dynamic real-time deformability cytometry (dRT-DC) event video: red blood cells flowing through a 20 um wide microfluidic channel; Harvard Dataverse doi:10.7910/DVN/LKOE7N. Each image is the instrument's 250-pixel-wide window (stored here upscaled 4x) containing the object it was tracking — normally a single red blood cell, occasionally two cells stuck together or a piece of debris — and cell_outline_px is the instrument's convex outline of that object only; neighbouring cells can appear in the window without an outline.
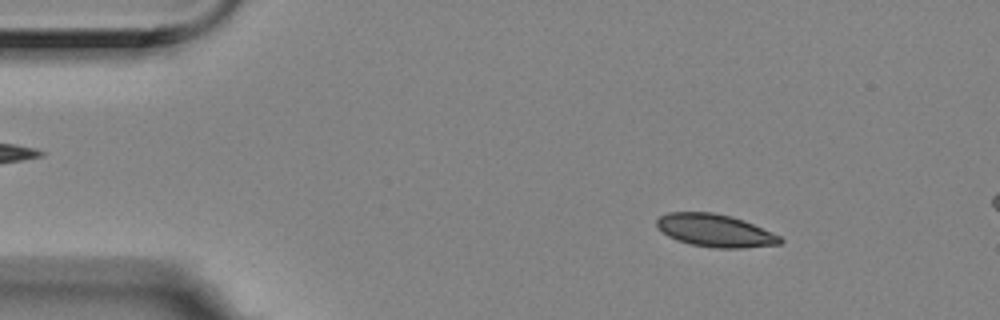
{"species": "Egyptian fruit bat (a non-hibernating species)", "species_latin": "Rousettus aegyptiacus", "temperature_condition": "room temperature", "stored_images_in_passage": 4, "segment_of_instrument_passage": [1, 2], "camera_frame_rate_fps": 3000, "um_per_image_px": 0.085, "animal": {"sex": "female"}, "frame": {"image": 1, "passage_image": 1, "time_ms": 0.0, "image_size_px": [1000, 320], "cell_outline_px": [[784, 240], [780, 244], [744, 248], [716, 248], [692, 244], [676, 240], [668, 236], [656, 228], [656, 220], [660, 216], [668, 212], [712, 212], [732, 216], [744, 220], [780, 236]], "centroid_in_image_um": [60.76, 19.59], "position_along_channel_um": 24.2, "area_um2": 23.58}}